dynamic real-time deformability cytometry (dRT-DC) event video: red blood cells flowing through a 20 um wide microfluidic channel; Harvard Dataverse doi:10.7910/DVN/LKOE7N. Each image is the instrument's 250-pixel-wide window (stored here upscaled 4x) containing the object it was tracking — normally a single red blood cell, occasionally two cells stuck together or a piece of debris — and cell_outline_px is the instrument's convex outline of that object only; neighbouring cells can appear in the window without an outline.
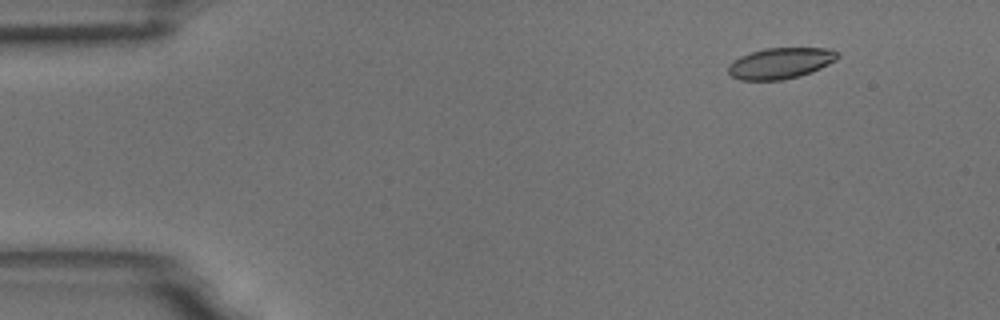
{"species": "common noctule bat (a hibernating species)", "species_latin": "Nyctalus noctula", "temperature_condition": "room temperature", "stored_images_in_passage": 6, "camera_frame_rate_fps": 3000, "um_per_image_px": 0.085, "animal": {"sex": "male", "body_mass_g": 18.8}, "frame": {"image": 1, "passage_image": 2, "time_ms": 0.333, "image_size_px": [1000, 320], "cell_outline_px": [[840, 56], [836, 60], [820, 68], [800, 76], [780, 80], [740, 80], [732, 76], [728, 72], [728, 64], [740, 56], [764, 48], [832, 48], [840, 52]], "centroid_in_image_um": [66.36, 5.36], "position_along_channel_um": 18.6, "area_um2": 19.83}}
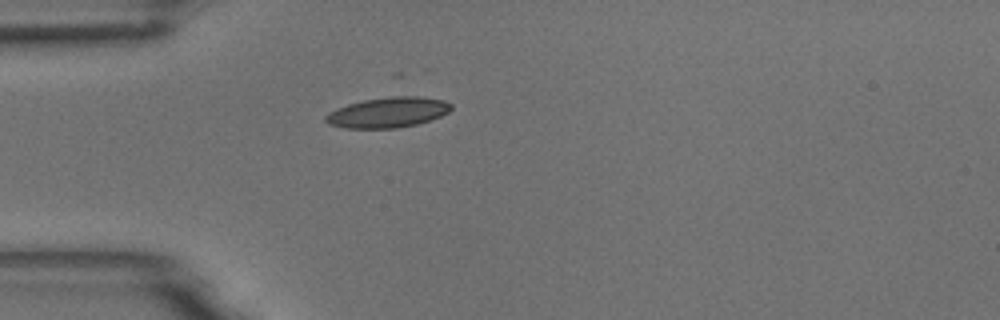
{"frame": {"image": 2, "passage_image": 5, "time_ms": 1.333, "image_size_px": [1000, 320], "cell_outline_px": [[452, 108], [448, 112], [432, 120], [416, 124], [396, 128], [344, 128], [328, 124], [324, 120], [324, 116], [328, 112], [336, 108], [348, 104], [364, 100], [400, 92], [444, 100], [452, 104]], "centroid_in_image_um": [32.99, 9.51], "position_along_channel_um": 52.0, "area_um2": 23.06}}